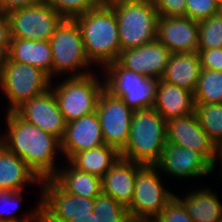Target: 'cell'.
<instances>
[{
  "mask_svg": "<svg viewBox=\"0 0 222 222\" xmlns=\"http://www.w3.org/2000/svg\"><path fill=\"white\" fill-rule=\"evenodd\" d=\"M4 116L1 144L22 159L41 180L51 179L60 168L57 162L64 161L61 141L24 121L15 112H6Z\"/></svg>",
  "mask_w": 222,
  "mask_h": 222,
  "instance_id": "6da1fadb",
  "label": "cell"
},
{
  "mask_svg": "<svg viewBox=\"0 0 222 222\" xmlns=\"http://www.w3.org/2000/svg\"><path fill=\"white\" fill-rule=\"evenodd\" d=\"M74 20L80 28L86 55L97 69L117 60L121 51L118 21L110 5L100 4Z\"/></svg>",
  "mask_w": 222,
  "mask_h": 222,
  "instance_id": "7a4b0ae2",
  "label": "cell"
},
{
  "mask_svg": "<svg viewBox=\"0 0 222 222\" xmlns=\"http://www.w3.org/2000/svg\"><path fill=\"white\" fill-rule=\"evenodd\" d=\"M167 144L166 121L152 107L134 111L129 138L120 156L141 165L155 166Z\"/></svg>",
  "mask_w": 222,
  "mask_h": 222,
  "instance_id": "3957f363",
  "label": "cell"
},
{
  "mask_svg": "<svg viewBox=\"0 0 222 222\" xmlns=\"http://www.w3.org/2000/svg\"><path fill=\"white\" fill-rule=\"evenodd\" d=\"M49 42L53 56L52 80L86 76L98 70L86 55L80 28L74 19H63Z\"/></svg>",
  "mask_w": 222,
  "mask_h": 222,
  "instance_id": "277c9868",
  "label": "cell"
},
{
  "mask_svg": "<svg viewBox=\"0 0 222 222\" xmlns=\"http://www.w3.org/2000/svg\"><path fill=\"white\" fill-rule=\"evenodd\" d=\"M101 73L97 70L86 76L52 80L51 89L67 123L96 112L99 96L105 88Z\"/></svg>",
  "mask_w": 222,
  "mask_h": 222,
  "instance_id": "5b68a950",
  "label": "cell"
},
{
  "mask_svg": "<svg viewBox=\"0 0 222 222\" xmlns=\"http://www.w3.org/2000/svg\"><path fill=\"white\" fill-rule=\"evenodd\" d=\"M52 79L42 70L3 57L0 68V94L7 105L5 112H14L24 102L51 88Z\"/></svg>",
  "mask_w": 222,
  "mask_h": 222,
  "instance_id": "8992f818",
  "label": "cell"
},
{
  "mask_svg": "<svg viewBox=\"0 0 222 222\" xmlns=\"http://www.w3.org/2000/svg\"><path fill=\"white\" fill-rule=\"evenodd\" d=\"M110 6L118 21L121 51L156 40L159 14L153 0H123Z\"/></svg>",
  "mask_w": 222,
  "mask_h": 222,
  "instance_id": "52a82bcc",
  "label": "cell"
},
{
  "mask_svg": "<svg viewBox=\"0 0 222 222\" xmlns=\"http://www.w3.org/2000/svg\"><path fill=\"white\" fill-rule=\"evenodd\" d=\"M168 183L156 166L144 165L137 172L133 200L127 207L132 222H151L160 214L175 197L174 192H179Z\"/></svg>",
  "mask_w": 222,
  "mask_h": 222,
  "instance_id": "ba28073f",
  "label": "cell"
},
{
  "mask_svg": "<svg viewBox=\"0 0 222 222\" xmlns=\"http://www.w3.org/2000/svg\"><path fill=\"white\" fill-rule=\"evenodd\" d=\"M105 89L122 98L133 111L152 108L160 79L121 67L116 61L102 70Z\"/></svg>",
  "mask_w": 222,
  "mask_h": 222,
  "instance_id": "9c48e42d",
  "label": "cell"
},
{
  "mask_svg": "<svg viewBox=\"0 0 222 222\" xmlns=\"http://www.w3.org/2000/svg\"><path fill=\"white\" fill-rule=\"evenodd\" d=\"M11 38L50 40L64 19L49 4L41 1L33 6L15 9L8 14Z\"/></svg>",
  "mask_w": 222,
  "mask_h": 222,
  "instance_id": "30bf717a",
  "label": "cell"
},
{
  "mask_svg": "<svg viewBox=\"0 0 222 222\" xmlns=\"http://www.w3.org/2000/svg\"><path fill=\"white\" fill-rule=\"evenodd\" d=\"M155 166L166 180L171 181L169 184L174 179H177V185L187 183L186 180H191V183L195 180L197 184L199 180L213 176V166L200 153L171 143L166 144ZM178 181L181 184H178Z\"/></svg>",
  "mask_w": 222,
  "mask_h": 222,
  "instance_id": "8fae6325",
  "label": "cell"
},
{
  "mask_svg": "<svg viewBox=\"0 0 222 222\" xmlns=\"http://www.w3.org/2000/svg\"><path fill=\"white\" fill-rule=\"evenodd\" d=\"M98 114L104 143L121 152L128 141L134 111L122 98L112 95L105 88L99 96Z\"/></svg>",
  "mask_w": 222,
  "mask_h": 222,
  "instance_id": "7c38bea8",
  "label": "cell"
},
{
  "mask_svg": "<svg viewBox=\"0 0 222 222\" xmlns=\"http://www.w3.org/2000/svg\"><path fill=\"white\" fill-rule=\"evenodd\" d=\"M41 185L44 222H69L73 217L90 216L94 210L95 198L66 193L52 179L42 180Z\"/></svg>",
  "mask_w": 222,
  "mask_h": 222,
  "instance_id": "4fadbf2b",
  "label": "cell"
},
{
  "mask_svg": "<svg viewBox=\"0 0 222 222\" xmlns=\"http://www.w3.org/2000/svg\"><path fill=\"white\" fill-rule=\"evenodd\" d=\"M166 133L167 143L200 153L212 166L220 156V150L201 128L195 112L166 121Z\"/></svg>",
  "mask_w": 222,
  "mask_h": 222,
  "instance_id": "5bb4252c",
  "label": "cell"
},
{
  "mask_svg": "<svg viewBox=\"0 0 222 222\" xmlns=\"http://www.w3.org/2000/svg\"><path fill=\"white\" fill-rule=\"evenodd\" d=\"M14 112L24 121L54 135L60 141L63 139L67 122L51 88L24 102Z\"/></svg>",
  "mask_w": 222,
  "mask_h": 222,
  "instance_id": "9a60e30c",
  "label": "cell"
},
{
  "mask_svg": "<svg viewBox=\"0 0 222 222\" xmlns=\"http://www.w3.org/2000/svg\"><path fill=\"white\" fill-rule=\"evenodd\" d=\"M199 23L187 16H160L156 39L171 54L198 52Z\"/></svg>",
  "mask_w": 222,
  "mask_h": 222,
  "instance_id": "2e32d148",
  "label": "cell"
},
{
  "mask_svg": "<svg viewBox=\"0 0 222 222\" xmlns=\"http://www.w3.org/2000/svg\"><path fill=\"white\" fill-rule=\"evenodd\" d=\"M171 52L157 39L137 48L120 51L116 62L123 68L161 79Z\"/></svg>",
  "mask_w": 222,
  "mask_h": 222,
  "instance_id": "e0dca14e",
  "label": "cell"
},
{
  "mask_svg": "<svg viewBox=\"0 0 222 222\" xmlns=\"http://www.w3.org/2000/svg\"><path fill=\"white\" fill-rule=\"evenodd\" d=\"M105 144L100 120L96 112L66 124L61 140L63 159L68 161L74 154Z\"/></svg>",
  "mask_w": 222,
  "mask_h": 222,
  "instance_id": "ac0fdd59",
  "label": "cell"
},
{
  "mask_svg": "<svg viewBox=\"0 0 222 222\" xmlns=\"http://www.w3.org/2000/svg\"><path fill=\"white\" fill-rule=\"evenodd\" d=\"M202 184L201 182L197 185L194 183L196 187L191 189L189 186L185 191L182 187L180 191L183 190V194L175 192L177 194L175 196L184 204L194 222L222 221V200L219 193L213 190L210 184L209 186L206 183L204 186Z\"/></svg>",
  "mask_w": 222,
  "mask_h": 222,
  "instance_id": "d6986e66",
  "label": "cell"
},
{
  "mask_svg": "<svg viewBox=\"0 0 222 222\" xmlns=\"http://www.w3.org/2000/svg\"><path fill=\"white\" fill-rule=\"evenodd\" d=\"M143 166L120 156L102 177V193L128 207L133 200L137 172Z\"/></svg>",
  "mask_w": 222,
  "mask_h": 222,
  "instance_id": "ffe728a7",
  "label": "cell"
},
{
  "mask_svg": "<svg viewBox=\"0 0 222 222\" xmlns=\"http://www.w3.org/2000/svg\"><path fill=\"white\" fill-rule=\"evenodd\" d=\"M41 184L38 175L0 142V190L22 191L32 186L41 193Z\"/></svg>",
  "mask_w": 222,
  "mask_h": 222,
  "instance_id": "44dd1931",
  "label": "cell"
},
{
  "mask_svg": "<svg viewBox=\"0 0 222 222\" xmlns=\"http://www.w3.org/2000/svg\"><path fill=\"white\" fill-rule=\"evenodd\" d=\"M153 108L165 121L194 113V94L160 79Z\"/></svg>",
  "mask_w": 222,
  "mask_h": 222,
  "instance_id": "7402d4cb",
  "label": "cell"
},
{
  "mask_svg": "<svg viewBox=\"0 0 222 222\" xmlns=\"http://www.w3.org/2000/svg\"><path fill=\"white\" fill-rule=\"evenodd\" d=\"M66 193L85 198H96L102 193V178L80 171L64 160L51 178Z\"/></svg>",
  "mask_w": 222,
  "mask_h": 222,
  "instance_id": "603a6c76",
  "label": "cell"
},
{
  "mask_svg": "<svg viewBox=\"0 0 222 222\" xmlns=\"http://www.w3.org/2000/svg\"><path fill=\"white\" fill-rule=\"evenodd\" d=\"M7 56L12 61L25 63L42 70L52 79L53 56L48 40L11 38Z\"/></svg>",
  "mask_w": 222,
  "mask_h": 222,
  "instance_id": "cb8c5ba5",
  "label": "cell"
},
{
  "mask_svg": "<svg viewBox=\"0 0 222 222\" xmlns=\"http://www.w3.org/2000/svg\"><path fill=\"white\" fill-rule=\"evenodd\" d=\"M200 72L201 64L198 52L171 54L161 79L194 93Z\"/></svg>",
  "mask_w": 222,
  "mask_h": 222,
  "instance_id": "d4e9b609",
  "label": "cell"
},
{
  "mask_svg": "<svg viewBox=\"0 0 222 222\" xmlns=\"http://www.w3.org/2000/svg\"><path fill=\"white\" fill-rule=\"evenodd\" d=\"M120 157V152L107 144L78 152L68 162L76 169L102 178Z\"/></svg>",
  "mask_w": 222,
  "mask_h": 222,
  "instance_id": "484cf974",
  "label": "cell"
},
{
  "mask_svg": "<svg viewBox=\"0 0 222 222\" xmlns=\"http://www.w3.org/2000/svg\"><path fill=\"white\" fill-rule=\"evenodd\" d=\"M22 191H11V190H0V220H18L26 217H44L43 209L41 206V193H38V199L35 200V205L31 204V209L25 210L24 214L20 216L16 215V211L19 209V203L23 201L25 192ZM24 193V194H23ZM38 200V201H37Z\"/></svg>",
  "mask_w": 222,
  "mask_h": 222,
  "instance_id": "4316f807",
  "label": "cell"
},
{
  "mask_svg": "<svg viewBox=\"0 0 222 222\" xmlns=\"http://www.w3.org/2000/svg\"><path fill=\"white\" fill-rule=\"evenodd\" d=\"M193 94L195 104L222 103V72L201 69L199 82Z\"/></svg>",
  "mask_w": 222,
  "mask_h": 222,
  "instance_id": "83f0119b",
  "label": "cell"
},
{
  "mask_svg": "<svg viewBox=\"0 0 222 222\" xmlns=\"http://www.w3.org/2000/svg\"><path fill=\"white\" fill-rule=\"evenodd\" d=\"M194 112L201 128L220 150L222 148V103L195 104Z\"/></svg>",
  "mask_w": 222,
  "mask_h": 222,
  "instance_id": "f1b7e54d",
  "label": "cell"
},
{
  "mask_svg": "<svg viewBox=\"0 0 222 222\" xmlns=\"http://www.w3.org/2000/svg\"><path fill=\"white\" fill-rule=\"evenodd\" d=\"M93 213L96 222H132L127 207L104 193L95 198Z\"/></svg>",
  "mask_w": 222,
  "mask_h": 222,
  "instance_id": "f546056e",
  "label": "cell"
},
{
  "mask_svg": "<svg viewBox=\"0 0 222 222\" xmlns=\"http://www.w3.org/2000/svg\"><path fill=\"white\" fill-rule=\"evenodd\" d=\"M198 23V49L222 48V17L215 14Z\"/></svg>",
  "mask_w": 222,
  "mask_h": 222,
  "instance_id": "4dcf8cb0",
  "label": "cell"
},
{
  "mask_svg": "<svg viewBox=\"0 0 222 222\" xmlns=\"http://www.w3.org/2000/svg\"><path fill=\"white\" fill-rule=\"evenodd\" d=\"M56 10L64 19H74L97 8L100 0H42Z\"/></svg>",
  "mask_w": 222,
  "mask_h": 222,
  "instance_id": "1f68e13d",
  "label": "cell"
},
{
  "mask_svg": "<svg viewBox=\"0 0 222 222\" xmlns=\"http://www.w3.org/2000/svg\"><path fill=\"white\" fill-rule=\"evenodd\" d=\"M220 0H186V16L197 22L218 14Z\"/></svg>",
  "mask_w": 222,
  "mask_h": 222,
  "instance_id": "d6a6232c",
  "label": "cell"
},
{
  "mask_svg": "<svg viewBox=\"0 0 222 222\" xmlns=\"http://www.w3.org/2000/svg\"><path fill=\"white\" fill-rule=\"evenodd\" d=\"M152 222H194L184 204L175 196Z\"/></svg>",
  "mask_w": 222,
  "mask_h": 222,
  "instance_id": "836d02e7",
  "label": "cell"
},
{
  "mask_svg": "<svg viewBox=\"0 0 222 222\" xmlns=\"http://www.w3.org/2000/svg\"><path fill=\"white\" fill-rule=\"evenodd\" d=\"M160 16H186V0H153Z\"/></svg>",
  "mask_w": 222,
  "mask_h": 222,
  "instance_id": "e575fe53",
  "label": "cell"
},
{
  "mask_svg": "<svg viewBox=\"0 0 222 222\" xmlns=\"http://www.w3.org/2000/svg\"><path fill=\"white\" fill-rule=\"evenodd\" d=\"M201 69L222 72V48L198 49Z\"/></svg>",
  "mask_w": 222,
  "mask_h": 222,
  "instance_id": "d590c367",
  "label": "cell"
},
{
  "mask_svg": "<svg viewBox=\"0 0 222 222\" xmlns=\"http://www.w3.org/2000/svg\"><path fill=\"white\" fill-rule=\"evenodd\" d=\"M10 22L7 14L0 12V55L7 56L10 48Z\"/></svg>",
  "mask_w": 222,
  "mask_h": 222,
  "instance_id": "8d00e7d4",
  "label": "cell"
},
{
  "mask_svg": "<svg viewBox=\"0 0 222 222\" xmlns=\"http://www.w3.org/2000/svg\"><path fill=\"white\" fill-rule=\"evenodd\" d=\"M41 1L42 0H0V12L8 14L15 9L33 6Z\"/></svg>",
  "mask_w": 222,
  "mask_h": 222,
  "instance_id": "74e56055",
  "label": "cell"
},
{
  "mask_svg": "<svg viewBox=\"0 0 222 222\" xmlns=\"http://www.w3.org/2000/svg\"><path fill=\"white\" fill-rule=\"evenodd\" d=\"M218 166L220 167V170H219ZM214 172H215L214 176L217 173L219 174V175L218 174L216 175V178H218V181L220 180L219 182L222 183V179H220V178H222V155L221 154H220L219 158L217 159L216 163L213 166V173ZM217 176H219V177H217Z\"/></svg>",
  "mask_w": 222,
  "mask_h": 222,
  "instance_id": "f35d334b",
  "label": "cell"
},
{
  "mask_svg": "<svg viewBox=\"0 0 222 222\" xmlns=\"http://www.w3.org/2000/svg\"><path fill=\"white\" fill-rule=\"evenodd\" d=\"M0 222H44V217H26L18 220H0Z\"/></svg>",
  "mask_w": 222,
  "mask_h": 222,
  "instance_id": "ab89813d",
  "label": "cell"
},
{
  "mask_svg": "<svg viewBox=\"0 0 222 222\" xmlns=\"http://www.w3.org/2000/svg\"><path fill=\"white\" fill-rule=\"evenodd\" d=\"M69 222H96V216L94 213H90V216L73 217Z\"/></svg>",
  "mask_w": 222,
  "mask_h": 222,
  "instance_id": "60d3db41",
  "label": "cell"
},
{
  "mask_svg": "<svg viewBox=\"0 0 222 222\" xmlns=\"http://www.w3.org/2000/svg\"><path fill=\"white\" fill-rule=\"evenodd\" d=\"M118 1H123V0H100V3L103 5H110V4L118 2Z\"/></svg>",
  "mask_w": 222,
  "mask_h": 222,
  "instance_id": "b9f144b4",
  "label": "cell"
},
{
  "mask_svg": "<svg viewBox=\"0 0 222 222\" xmlns=\"http://www.w3.org/2000/svg\"><path fill=\"white\" fill-rule=\"evenodd\" d=\"M218 14L222 17V1L219 3V12Z\"/></svg>",
  "mask_w": 222,
  "mask_h": 222,
  "instance_id": "7bdbcfd3",
  "label": "cell"
},
{
  "mask_svg": "<svg viewBox=\"0 0 222 222\" xmlns=\"http://www.w3.org/2000/svg\"><path fill=\"white\" fill-rule=\"evenodd\" d=\"M2 59H3V57L0 55V68H1Z\"/></svg>",
  "mask_w": 222,
  "mask_h": 222,
  "instance_id": "ee69618b",
  "label": "cell"
}]
</instances>
